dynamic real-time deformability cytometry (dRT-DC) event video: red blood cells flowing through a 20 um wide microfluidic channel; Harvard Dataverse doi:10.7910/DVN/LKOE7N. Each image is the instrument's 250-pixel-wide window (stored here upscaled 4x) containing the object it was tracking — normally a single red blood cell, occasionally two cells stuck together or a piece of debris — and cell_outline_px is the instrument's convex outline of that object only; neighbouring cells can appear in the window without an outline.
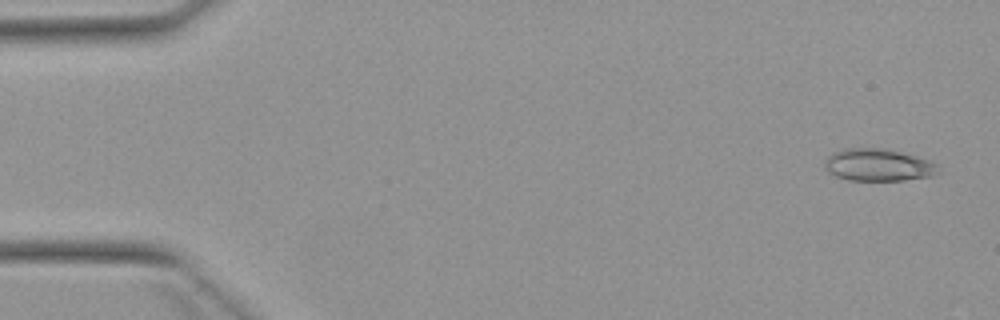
{"species": "Egyptian fruit bat (a non-hibernating species)", "species_latin": "Rousettus aegyptiacus", "temperature_condition": "warm", "stored_images_in_passage": 4, "camera_frame_rate_fps": 3000, "um_per_image_px": 0.085, "animal": {"sex": "female"}, "frame": {"image": 1, "passage_image": 1, "time_ms": 0.0, "image_size_px": [1000, 320], "cell_outline_px": [[940, 172], [932, 176], [904, 180], [848, 180], [836, 176], [828, 172], [824, 164], [828, 156], [844, 148], [884, 148], [932, 160], [936, 164]], "centroid_in_image_um": [74.68, 14.02], "position_along_channel_um": 10.3, "area_um2": 21.33}}